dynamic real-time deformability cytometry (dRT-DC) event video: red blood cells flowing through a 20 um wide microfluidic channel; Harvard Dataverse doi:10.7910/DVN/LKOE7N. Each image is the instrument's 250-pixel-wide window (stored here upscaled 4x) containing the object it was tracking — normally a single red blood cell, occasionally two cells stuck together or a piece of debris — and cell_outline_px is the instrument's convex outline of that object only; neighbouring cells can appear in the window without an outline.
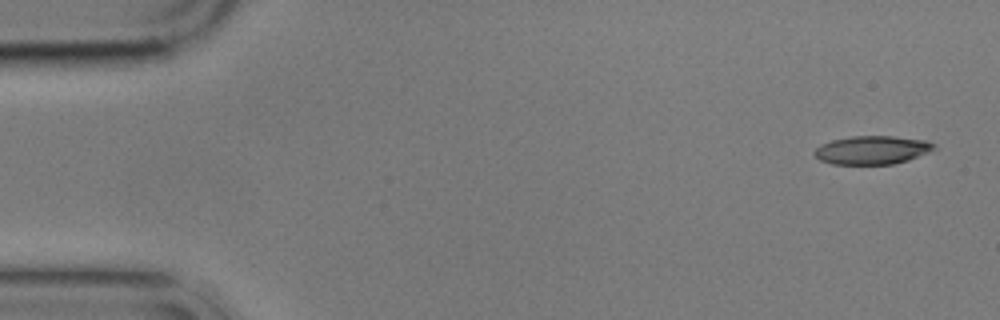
{"species": "common noctule bat (a hibernating species)", "species_latin": "Nyctalus noctula", "temperature_condition": "cold", "stored_images_in_passage": 4, "camera_frame_rate_fps": 3000, "um_per_image_px": 0.085, "animal": {"sex": "male", "body_mass_g": 17.9}, "frame": {"image": 1, "passage_image": 1, "time_ms": 0.0, "image_size_px": [1000, 320], "cell_outline_px": [[936, 148], [928, 152], [908, 160], [892, 164], [832, 164], [820, 160], [812, 152], [820, 144], [832, 140], [852, 136], [892, 136], [928, 140], [936, 144]], "centroid_in_image_um": [74.13, 12.74], "position_along_channel_um": 10.9, "area_um2": 19.88}}
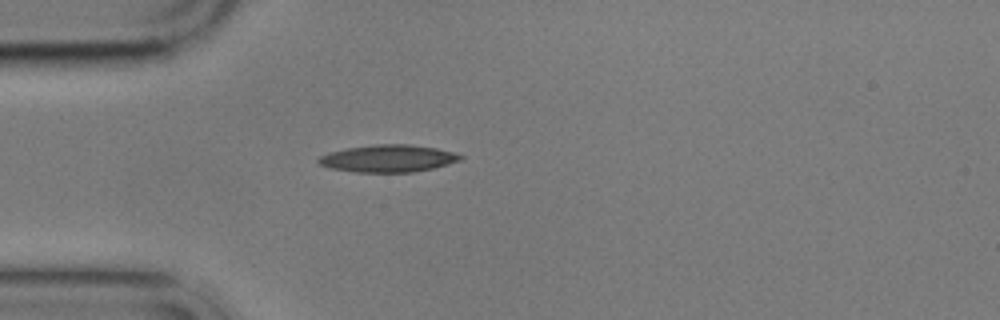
{"frame": {"image": 2, "passage_image": 4, "time_ms": 4.333, "image_size_px": [1000, 320], "cell_outline_px": [[464, 156], [460, 160], [448, 164], [432, 168], [412, 172], [356, 172], [332, 168], [320, 164], [316, 160], [320, 156], [328, 152], [344, 148], [376, 144], [408, 144], [436, 148], [452, 152]], "centroid_in_image_um": [32.96, 13.46], "position_along_channel_um": 52.0, "area_um2": 22.43}}